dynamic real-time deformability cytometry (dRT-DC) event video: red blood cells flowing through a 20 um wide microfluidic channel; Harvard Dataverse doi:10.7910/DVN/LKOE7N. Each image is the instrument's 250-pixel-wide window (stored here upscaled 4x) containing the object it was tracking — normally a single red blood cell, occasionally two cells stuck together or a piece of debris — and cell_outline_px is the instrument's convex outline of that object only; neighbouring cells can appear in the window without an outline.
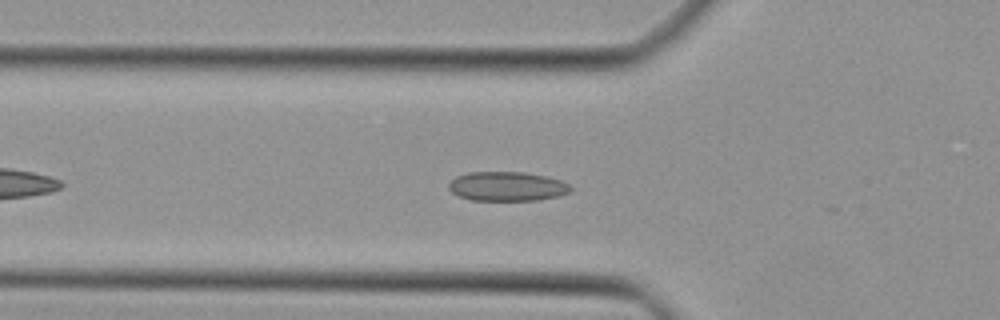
{"species": "Egyptian fruit bat (a non-hibernating species)", "species_latin": "Rousettus aegyptiacus", "temperature_condition": "cold", "stored_images_in_passage": 33, "camera_frame_rate_fps": 3000, "um_per_image_px": 0.085, "animal": {"sex": "female"}, "frame": {"image": 1, "passage_image": 8, "time_ms": 2.333, "image_size_px": [1000, 320], "cell_outline_px": [[568, 188], [564, 192], [552, 196], [528, 200], [476, 200], [460, 196], [452, 188], [452, 180], [460, 176], [472, 172], [512, 172], [540, 176], [556, 180], [564, 184]], "centroid_in_image_um": [43.0, 15.84], "position_along_channel_um": 82.8, "area_um2": 19.02}}
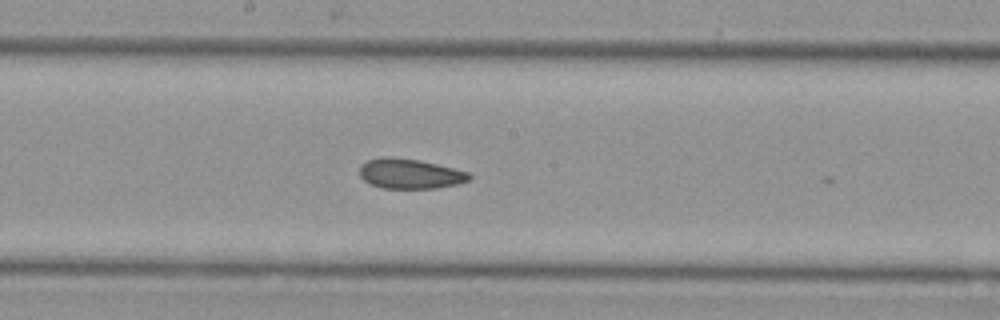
{"frame": {"image": 2, "passage_image": 17, "time_ms": 5.333, "image_size_px": [1000, 320], "cell_outline_px": [[468, 180], [452, 184], [428, 188], [388, 188], [372, 184], [360, 172], [360, 168], [368, 160], [412, 160], [432, 164], [464, 172], [468, 176]], "centroid_in_image_um": [34.83, 14.81], "position_along_channel_um": 213.4, "area_um2": 16.94}}
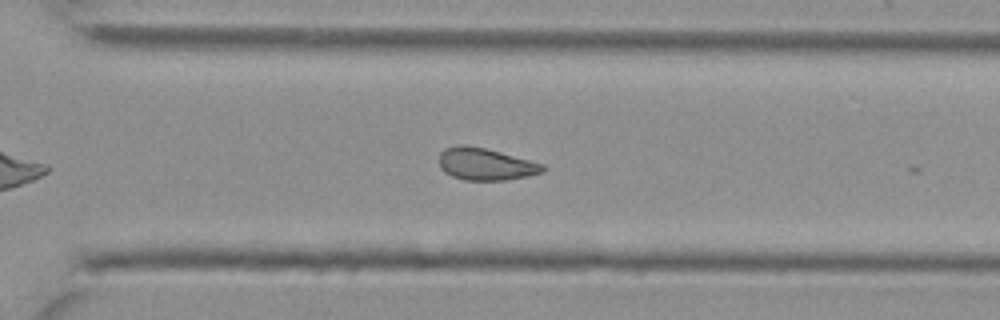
{"frame": {"image": 3, "passage_image": 25, "time_ms": 8.0, "image_size_px": [1000, 320], "cell_outline_px": [[544, 168], [540, 172], [500, 180], [468, 180], [456, 176], [448, 172], [440, 164], [440, 156], [448, 148], [484, 148], [540, 164]], "centroid_in_image_um": [41.28, 13.98], "position_along_channel_um": 329.3, "area_um2": 17.4}}